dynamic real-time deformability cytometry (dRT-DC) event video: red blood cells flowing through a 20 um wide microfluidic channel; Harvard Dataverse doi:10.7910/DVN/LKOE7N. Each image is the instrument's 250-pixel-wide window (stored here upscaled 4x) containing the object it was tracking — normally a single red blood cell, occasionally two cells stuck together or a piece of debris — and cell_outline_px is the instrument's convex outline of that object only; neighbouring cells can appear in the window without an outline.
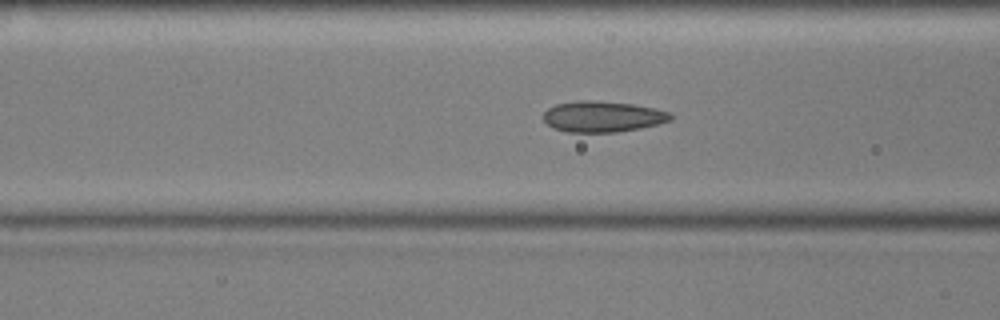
{"species": "common noctule bat (a hibernating species)", "species_latin": "Nyctalus noctula", "temperature_condition": "cold", "stored_images_in_passage": 43, "camera_frame_rate_fps": 3000, "um_per_image_px": 0.085, "animal": {"sex": "male", "body_mass_g": 17.9, "forearm_length_mm": 54.2}, "frame": {"image": 1, "passage_image": 20, "time_ms": 6.333, "image_size_px": [1000, 320], "cell_outline_px": [[672, 120], [640, 128], [616, 132], [568, 132], [552, 128], [544, 120], [544, 112], [548, 108], [556, 104], [576, 100], [588, 100], [632, 104], [652, 108], [668, 112], [672, 116]], "centroid_in_image_um": [51.18, 9.91], "position_along_channel_um": 115.4, "area_um2": 22.72}}
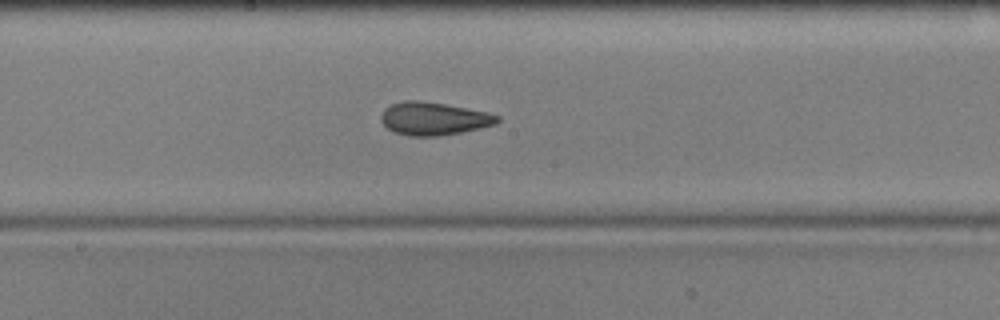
{"frame": {"image": 2, "passage_image": 28, "time_ms": 9.0, "image_size_px": [1000, 320], "cell_outline_px": [[500, 120], [496, 124], [460, 132], [440, 136], [408, 136], [396, 132], [388, 128], [380, 120], [380, 116], [384, 108], [392, 104], [408, 100], [416, 100], [444, 104], [488, 112], [500, 116]], "centroid_in_image_um": [36.86, 10.08], "position_along_channel_um": 211.3, "area_um2": 22.14}}
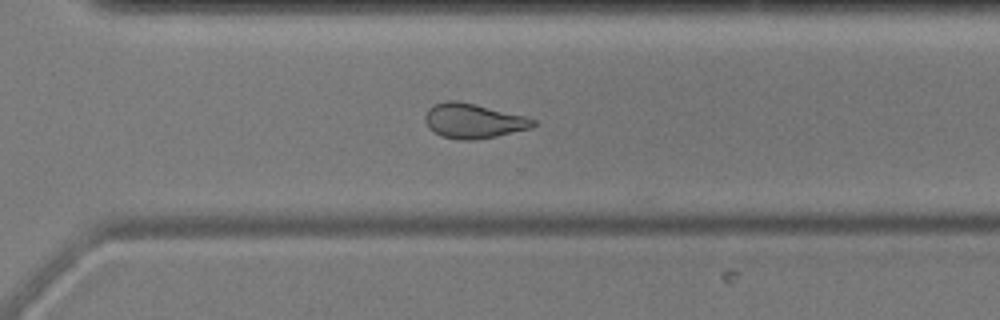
{"frame": {"image": 3, "passage_image": 38, "time_ms": 12.333, "image_size_px": [1000, 320], "cell_outline_px": [[536, 124], [532, 128], [496, 136], [476, 140], [460, 140], [440, 136], [432, 132], [428, 128], [424, 120], [424, 116], [428, 108], [432, 104], [448, 100], [456, 100], [476, 104], [528, 116], [536, 120]], "centroid_in_image_um": [40.22, 10.27], "position_along_channel_um": 330.4, "area_um2": 22.37}}